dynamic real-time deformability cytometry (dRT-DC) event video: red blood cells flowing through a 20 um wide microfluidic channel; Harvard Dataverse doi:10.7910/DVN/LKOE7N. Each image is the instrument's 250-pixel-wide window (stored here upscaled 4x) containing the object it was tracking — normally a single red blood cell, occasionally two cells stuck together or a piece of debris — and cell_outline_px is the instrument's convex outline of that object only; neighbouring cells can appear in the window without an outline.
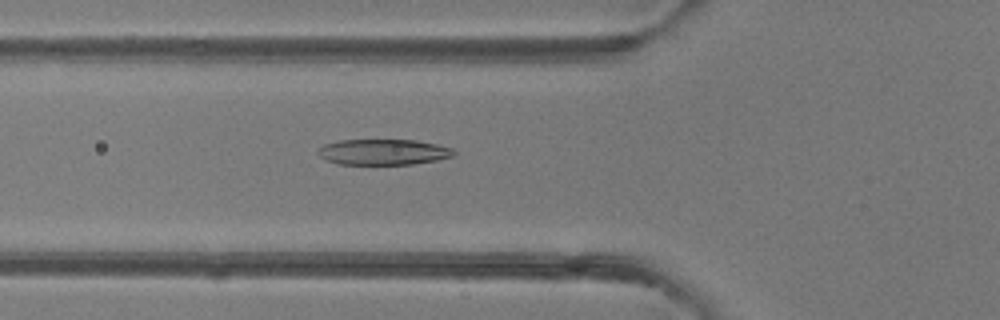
{"species": "common noctule bat (a hibernating species)", "species_latin": "Nyctalus noctula", "temperature_condition": "room temperature", "stored_images_in_passage": 49, "camera_frame_rate_fps": 3000, "um_per_image_px": 0.085, "animal": {"sex": "female"}, "frame": {"image": 1, "passage_image": 18, "time_ms": 5.667, "image_size_px": [1000, 320], "cell_outline_px": [[456, 152], [452, 156], [436, 160], [412, 164], [340, 164], [328, 160], [320, 156], [316, 152], [324, 144], [340, 140], [416, 140], [436, 144], [452, 148]], "centroid_in_image_um": [32.58, 12.91], "position_along_channel_um": 93.2, "area_um2": 20.17}}
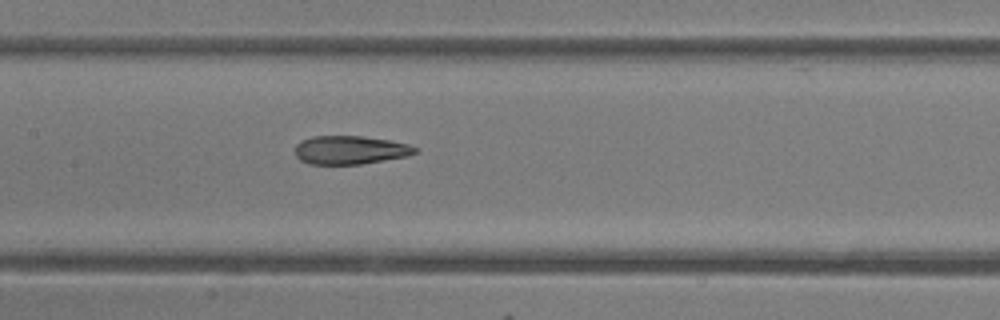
{"frame": {"image": 2, "passage_image": 24, "time_ms": 7.667, "image_size_px": [1000, 320], "cell_outline_px": [[420, 148], [416, 152], [408, 156], [360, 164], [308, 164], [300, 160], [296, 156], [296, 144], [300, 140], [312, 136], [360, 136], [392, 140], [408, 144]], "centroid_in_image_um": [29.77, 12.74], "position_along_channel_um": 177.6, "area_um2": 20.06}}
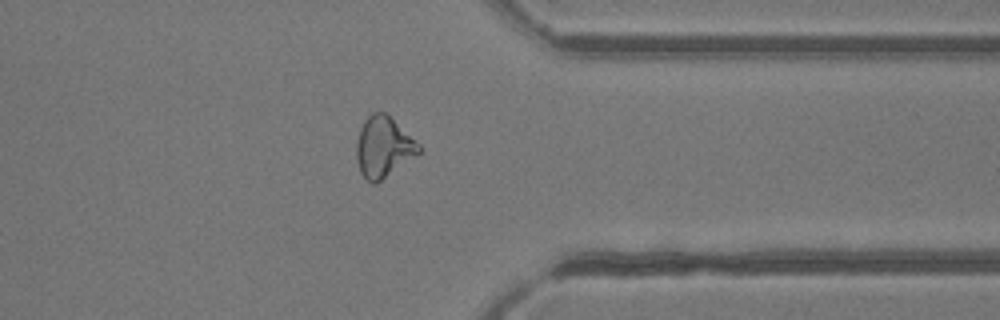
{"frame": {"image": 3, "passage_image": 39, "time_ms": 12.667, "image_size_px": [1000, 320], "cell_outline_px": [[420, 152], [376, 184], [372, 184], [360, 172], [356, 160], [356, 140], [360, 128], [364, 120], [372, 112], [384, 112], [420, 144]], "centroid_in_image_um": [32.55, 12.5], "position_along_channel_um": 378.8, "area_um2": 21.79}, "authors_computed_cell_mechanics": {"area_um2": 21.8484, "velocity_mm_per_s": 4.1752, "shape_relaxation_time_tau1_ms": 7.8591, "shape_relaxation_time_tau2_ms": 2.2338, "deformation_change_tau1": 0.2751, "deformation_change_tau2": 0.1154}}